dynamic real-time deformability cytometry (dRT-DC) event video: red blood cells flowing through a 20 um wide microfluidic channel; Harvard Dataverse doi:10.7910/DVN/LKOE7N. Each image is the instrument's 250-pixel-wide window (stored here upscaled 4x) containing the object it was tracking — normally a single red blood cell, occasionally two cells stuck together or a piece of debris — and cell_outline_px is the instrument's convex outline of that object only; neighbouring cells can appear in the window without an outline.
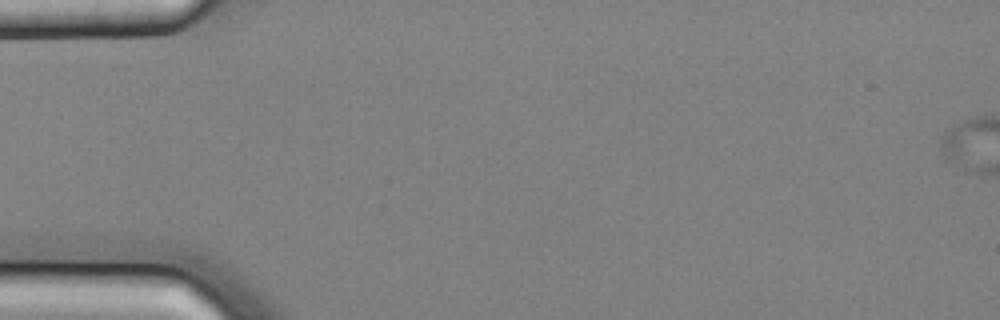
{"species": "common noctule bat (a hibernating species)", "species_latin": "Nyctalus noctula", "temperature_condition": "cold", "stored_images_in_passage": 1, "camera_frame_rate_fps": 3000, "um_per_image_px": 0.085, "animal": {"sex": "male", "body_mass_g": 20.4}, "frame": {"image": 1, "passage_image": 1, "time_ms": 0.0, "image_size_px": [1000, 320], "cell_outline_px": [[164, 24], [136, 32], [84, 32], [80, 28], [80, 24], [88, 12], [164, 12]], "centroid_in_image_um": [10.29, 1.84], "position_along_channel_um": 74.7, "area_um2": 10.92}}